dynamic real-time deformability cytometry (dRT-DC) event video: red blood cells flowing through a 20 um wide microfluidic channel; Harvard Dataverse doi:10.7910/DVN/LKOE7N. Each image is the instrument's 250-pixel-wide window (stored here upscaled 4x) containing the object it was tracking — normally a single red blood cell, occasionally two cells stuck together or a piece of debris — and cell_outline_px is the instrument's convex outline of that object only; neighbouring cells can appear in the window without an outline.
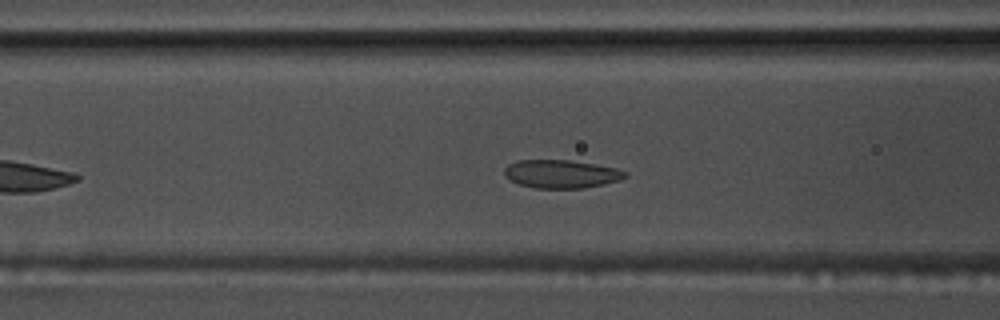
{"species": "common noctule bat (a hibernating species)", "species_latin": "Nyctalus noctula", "temperature_condition": "warm", "stored_images_in_passage": 44, "camera_frame_rate_fps": 3000, "um_per_image_px": 0.085, "animal": {"sex": "male", "body_mass_g": 17.5, "forearm_length_mm": 52.3}, "frame": {"image": 1, "passage_image": 13, "time_ms": 4.0, "image_size_px": [1000, 320], "cell_outline_px": [[628, 176], [620, 180], [604, 184], [584, 188], [532, 188], [520, 184], [504, 176], [504, 168], [508, 164], [516, 160], [568, 160], [616, 168], [628, 172]], "centroid_in_image_um": [47.7, 14.79], "position_along_channel_um": 118.9, "area_um2": 19.88}}
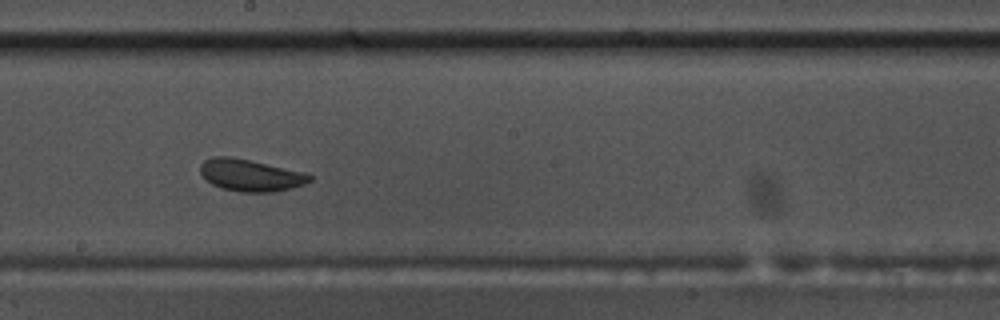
{"frame": {"image": 2, "passage_image": 22, "time_ms": 7.0, "image_size_px": [1000, 320], "cell_outline_px": [[312, 180], [304, 184], [292, 188], [272, 192], [240, 192], [220, 188], [212, 184], [200, 172], [200, 164], [204, 160], [212, 156], [232, 156], [304, 172], [312, 176]], "centroid_in_image_um": [21.28, 14.89], "position_along_channel_um": 226.9, "area_um2": 20.4}}
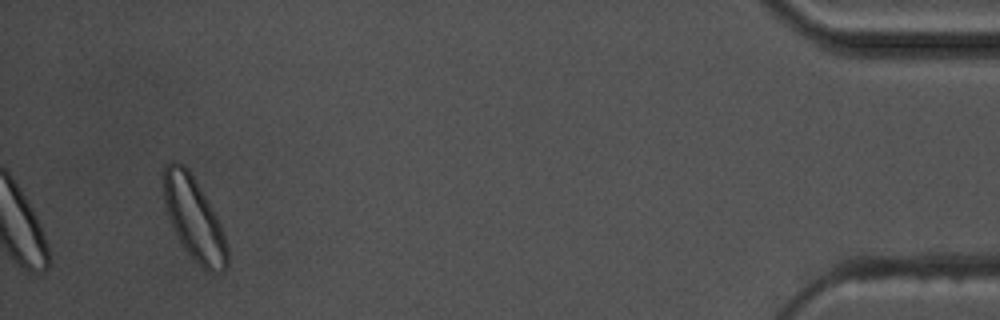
{"frame": {"image": 3, "passage_image": 44, "time_ms": 14.333, "image_size_px": [1000, 320], "cell_outline_px": [[228, 264], [220, 272], [212, 272], [204, 268], [184, 248], [172, 224], [164, 204], [160, 172], [164, 164], [172, 160], [176, 160], [184, 164], [188, 168], [212, 208], [220, 224], [228, 248]], "centroid_in_image_um": [16.43, 18.47], "position_along_channel_um": 418.8, "area_um2": 30.63}}